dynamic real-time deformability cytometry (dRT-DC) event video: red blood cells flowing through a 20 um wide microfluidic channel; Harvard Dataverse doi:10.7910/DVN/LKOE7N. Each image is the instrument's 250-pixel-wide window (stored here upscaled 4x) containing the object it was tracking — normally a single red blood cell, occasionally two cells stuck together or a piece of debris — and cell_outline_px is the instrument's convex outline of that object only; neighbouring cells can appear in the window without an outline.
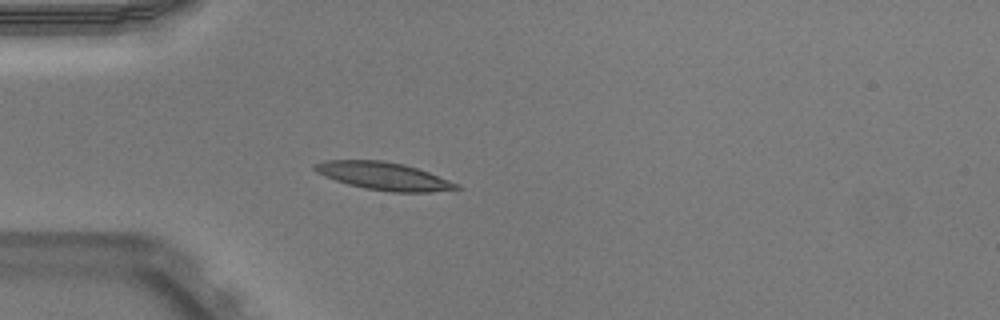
{"species": "Egyptian fruit bat (a non-hibernating species)", "species_latin": "Rousettus aegyptiacus", "temperature_condition": "warm", "stored_images_in_passage": 38, "camera_frame_rate_fps": 3000, "um_per_image_px": 0.085, "animal": {"sex": "male"}, "frame": {"image": 1, "passage_image": 1, "time_ms": 0.0, "image_size_px": [1000, 320], "cell_outline_px": [[460, 188], [428, 192], [392, 192], [364, 188], [348, 184], [324, 176], [316, 172], [312, 168], [312, 164], [324, 160], [380, 160], [404, 164], [428, 172], [460, 184]], "centroid_in_image_um": [32.57, 14.96], "position_along_channel_um": 52.4, "area_um2": 22.83}}
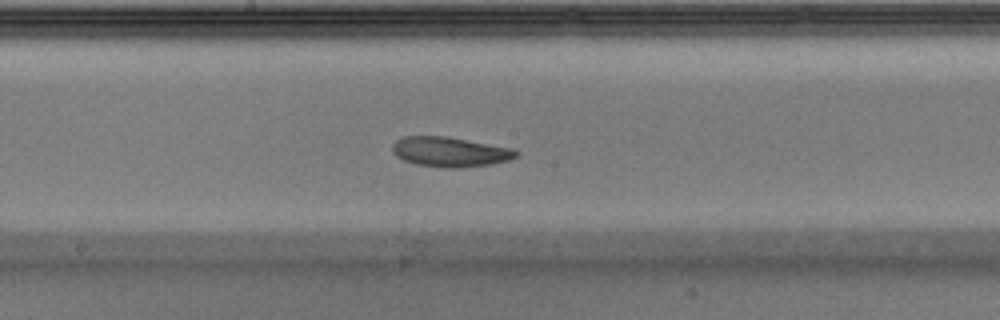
{"frame": {"image": 2, "passage_image": 14, "time_ms": 4.333, "image_size_px": [1000, 320], "cell_outline_px": [[520, 152], [516, 156], [508, 160], [492, 164], [456, 168], [444, 168], [416, 164], [404, 160], [396, 156], [392, 152], [392, 144], [396, 140], [404, 136], [448, 136], [512, 148]], "centroid_in_image_um": [38.23, 12.9], "position_along_channel_um": 210.0, "area_um2": 21.62}}
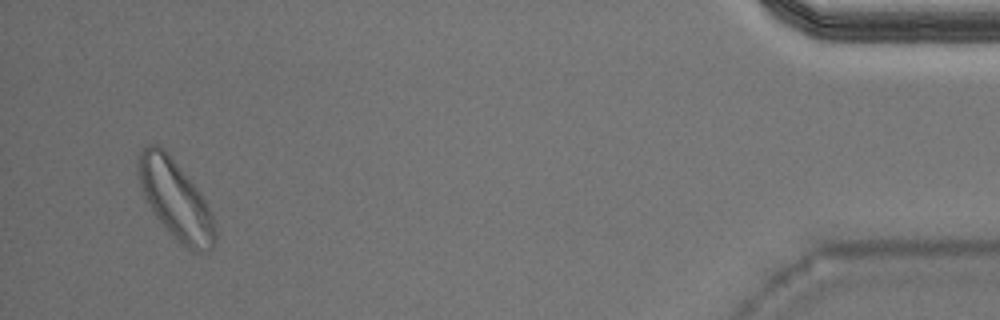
{"frame": {"image": 3, "passage_image": 36, "time_ms": 11.667, "image_size_px": [1000, 320], "cell_outline_px": [[216, 240], [212, 248], [200, 252], [192, 252], [176, 240], [156, 216], [144, 196], [140, 184], [140, 148], [148, 144], [156, 144], [164, 148], [168, 152], [200, 192], [212, 216], [216, 232]], "centroid_in_image_um": [14.94, 16.97], "position_along_channel_um": 420.3, "area_um2": 34.56}, "authors_computed_cell_mechanics": {"area_um2": 22.4553, "velocity_mm_per_s": 3.8676, "shape_relaxation_time_tau1_ms": 6.3493, "shape_relaxation_time_tau2_ms": 9.2593, "deformation_change_tau1": 0.1501, "deformation_change_tau2": 0.1976}}